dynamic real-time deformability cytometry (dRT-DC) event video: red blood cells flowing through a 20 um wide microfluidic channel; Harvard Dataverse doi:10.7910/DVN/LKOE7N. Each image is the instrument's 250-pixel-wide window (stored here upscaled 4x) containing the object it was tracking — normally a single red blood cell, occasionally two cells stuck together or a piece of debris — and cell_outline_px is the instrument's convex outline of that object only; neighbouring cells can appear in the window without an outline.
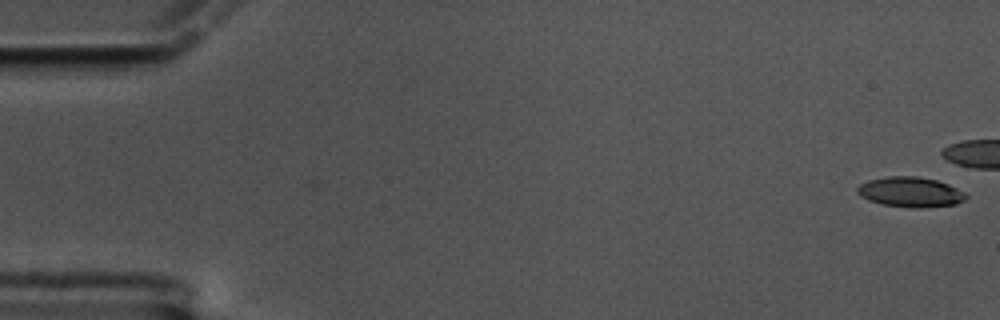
{"species": "common noctule bat (a hibernating species)", "species_latin": "Nyctalus noctula", "temperature_condition": "cold", "stored_images_in_passage": 47, "camera_frame_rate_fps": 3000, "um_per_image_px": 0.085, "animal": {"sex": "male", "body_mass_g": 17.5, "forearm_length_mm": 52.3}, "frame": {"image": 1, "passage_image": 1, "time_ms": 0.0, "image_size_px": [1000, 320], "cell_outline_px": [[968, 196], [964, 200], [956, 204], [920, 208], [912, 208], [880, 204], [868, 200], [860, 196], [856, 192], [856, 188], [860, 184], [868, 180], [888, 176], [916, 176], [936, 180], [948, 184], [964, 192]], "centroid_in_image_um": [77.35, 16.33], "position_along_channel_um": 7.6, "area_um2": 19.13}}